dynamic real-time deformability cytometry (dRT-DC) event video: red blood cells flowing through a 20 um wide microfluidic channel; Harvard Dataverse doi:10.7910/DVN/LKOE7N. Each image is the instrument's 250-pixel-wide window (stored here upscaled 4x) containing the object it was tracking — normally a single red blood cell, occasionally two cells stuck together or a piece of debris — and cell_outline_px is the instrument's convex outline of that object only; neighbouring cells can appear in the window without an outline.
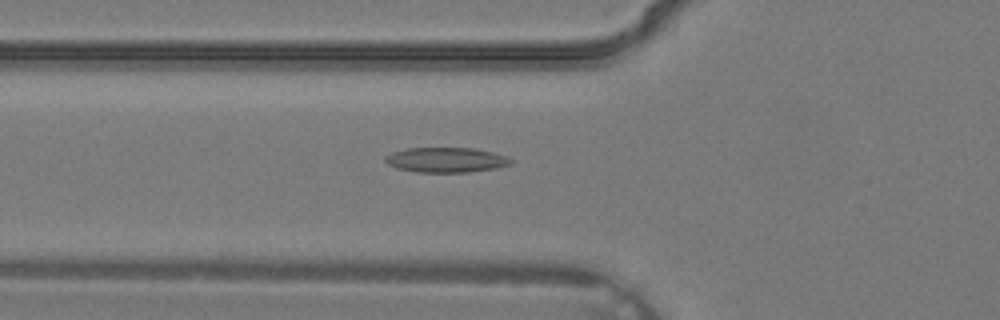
{"species": "common noctule bat (a hibernating species)", "species_latin": "Nyctalus noctula", "temperature_condition": "warm", "stored_images_in_passage": 30, "camera_frame_rate_fps": 3000, "um_per_image_px": 0.085, "animal": {"sex": "male", "body_mass_g": 19.2, "forearm_length_mm": 51.8}, "frame": {"image": 1, "passage_image": 7, "time_ms": 2.0, "image_size_px": [1000, 320], "cell_outline_px": [[512, 164], [496, 168], [468, 172], [416, 172], [396, 168], [388, 164], [384, 160], [384, 156], [392, 152], [408, 148], [472, 148], [492, 152], [508, 156], [512, 160]], "centroid_in_image_um": [37.91, 13.59], "position_along_channel_um": 87.9, "area_um2": 18.32}}
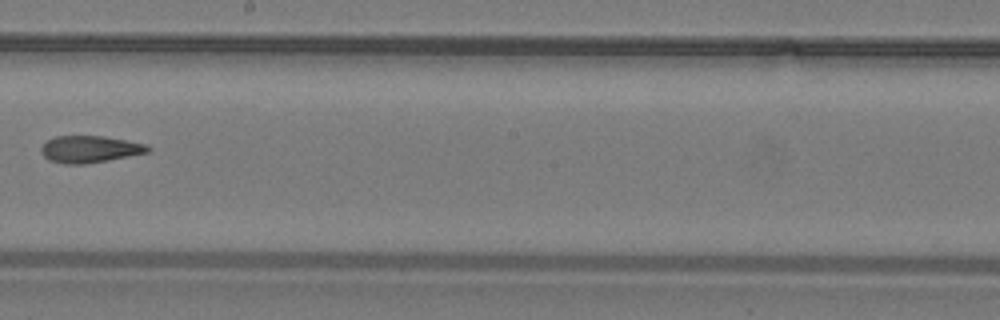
{"frame": {"image": 2, "passage_image": 15, "time_ms": 4.667, "image_size_px": [1000, 320], "cell_outline_px": [[152, 148], [148, 152], [108, 160], [84, 164], [64, 164], [48, 160], [40, 152], [40, 148], [48, 140], [56, 136], [104, 136], [148, 144]], "centroid_in_image_um": [7.63, 12.68], "position_along_channel_um": 240.6, "area_um2": 16.76}}
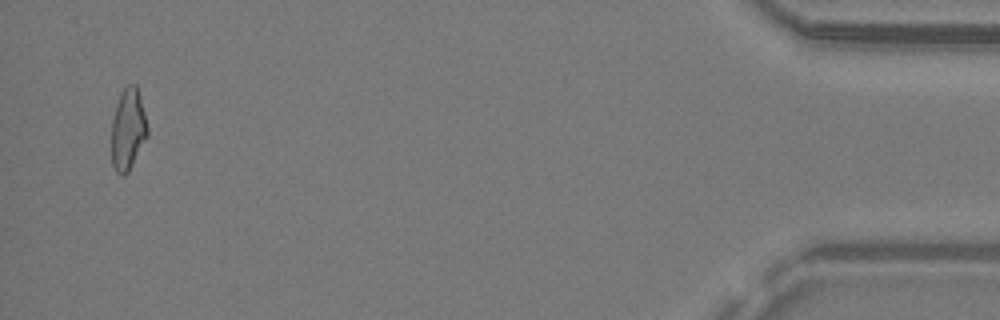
{"frame": {"image": 3, "passage_image": 29, "time_ms": 9.333, "image_size_px": [1000, 320], "cell_outline_px": [[148, 136], [128, 172], [124, 176], [116, 172], [112, 164], [112, 120], [116, 104], [124, 88], [128, 84], [136, 84], [144, 112], [148, 128]], "centroid_in_image_um": [10.88, 11.01], "position_along_channel_um": 424.3, "area_um2": 16.94}}